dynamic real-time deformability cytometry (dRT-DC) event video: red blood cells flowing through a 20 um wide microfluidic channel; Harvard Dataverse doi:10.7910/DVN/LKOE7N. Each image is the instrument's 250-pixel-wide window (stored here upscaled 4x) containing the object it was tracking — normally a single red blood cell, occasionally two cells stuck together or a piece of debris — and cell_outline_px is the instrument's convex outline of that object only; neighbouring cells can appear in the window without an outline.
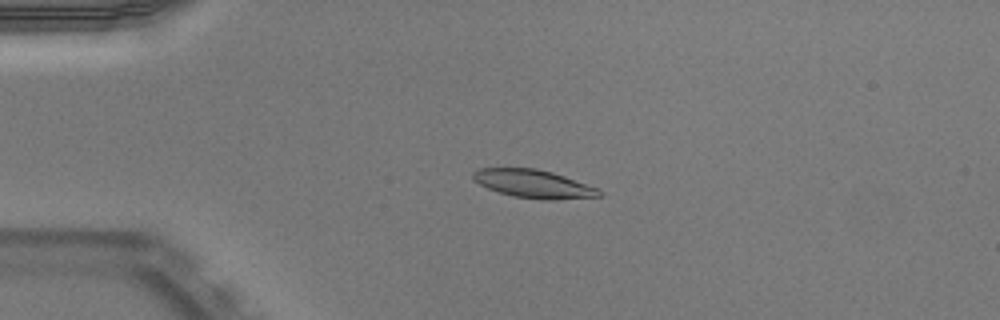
{"species": "Egyptian fruit bat (a non-hibernating species)", "species_latin": "Rousettus aegyptiacus", "temperature_condition": "warm", "stored_images_in_passage": 51, "camera_frame_rate_fps": 3000, "um_per_image_px": 0.085, "animal": {"sex": "male"}, "frame": {"image": 1, "passage_image": 12, "time_ms": 3.667, "image_size_px": [1000, 320], "cell_outline_px": [[604, 196], [556, 200], [544, 200], [512, 196], [488, 188], [472, 180], [472, 172], [480, 168], [536, 168], [552, 172], [600, 188], [604, 192]], "centroid_in_image_um": [45.41, 15.63], "position_along_channel_um": 39.6, "area_um2": 20.98}}
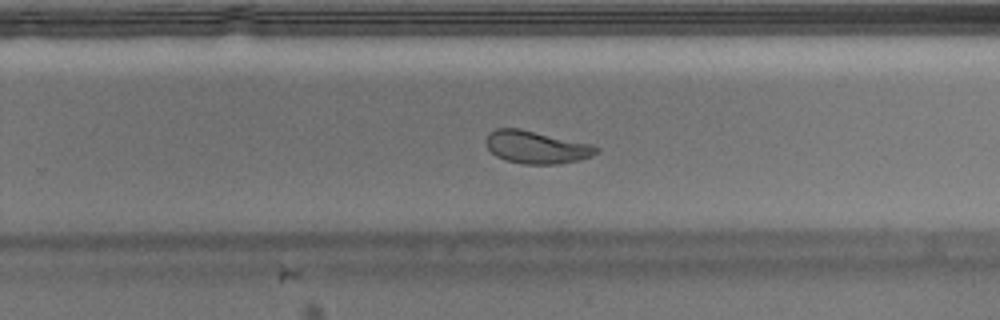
{"frame": {"image": 2, "passage_image": 33, "time_ms": 10.667, "image_size_px": [1000, 320], "cell_outline_px": [[600, 152], [592, 156], [580, 160], [560, 164], [524, 164], [508, 160], [496, 156], [484, 144], [484, 140], [488, 132], [496, 128], [520, 128], [592, 144], [600, 148]], "centroid_in_image_um": [45.6, 12.5], "position_along_channel_um": 284.2, "area_um2": 21.27}}
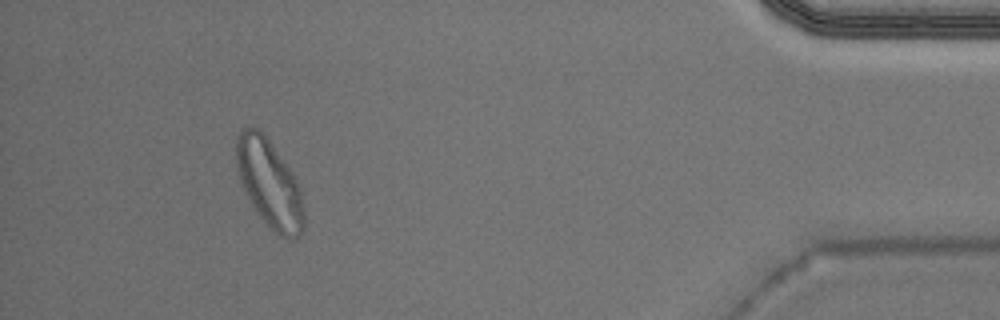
{"frame": {"image": 3, "passage_image": 47, "time_ms": 15.333, "image_size_px": [1000, 320], "cell_outline_px": [[304, 228], [292, 240], [288, 240], [280, 236], [260, 216], [252, 204], [240, 180], [236, 168], [236, 136], [244, 128], [252, 124], [268, 140], [288, 168], [296, 180], [300, 188], [304, 212]], "centroid_in_image_um": [22.89, 15.6], "position_along_channel_um": 412.3, "area_um2": 33.87}, "authors_computed_cell_mechanics": {"area_um2": 21.2704, "velocity_mm_per_s": 3.9657, "shape_relaxation_time_tau1_ms": 7.13, "shape_relaxation_time_tau2_ms": 1.1272, "deformation_change_tau1": 0.1915, "deformation_change_tau2": 0.0553}}